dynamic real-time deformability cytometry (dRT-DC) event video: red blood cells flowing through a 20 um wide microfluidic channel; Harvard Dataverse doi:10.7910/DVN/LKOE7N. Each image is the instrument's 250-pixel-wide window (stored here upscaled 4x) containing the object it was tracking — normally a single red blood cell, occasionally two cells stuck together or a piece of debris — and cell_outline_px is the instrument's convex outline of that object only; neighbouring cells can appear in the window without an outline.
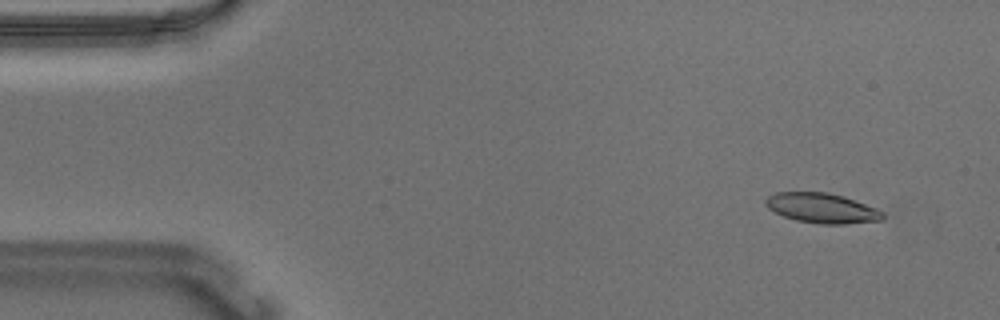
{"species": "Egyptian fruit bat (a non-hibernating species)", "species_latin": "Rousettus aegyptiacus", "temperature_condition": "warm", "stored_images_in_passage": 55, "camera_frame_rate_fps": 3000, "um_per_image_px": 0.085, "animal": {"sex": "male"}, "frame": {"image": 1, "passage_image": 5, "time_ms": 1.333, "image_size_px": [1000, 320], "cell_outline_px": [[884, 216], [880, 220], [844, 224], [820, 224], [796, 220], [784, 216], [768, 208], [764, 204], [764, 200], [768, 196], [776, 192], [828, 192], [844, 196], [876, 208], [884, 212]], "centroid_in_image_um": [69.85, 17.68], "position_along_channel_um": 15.2, "area_um2": 20.4}}
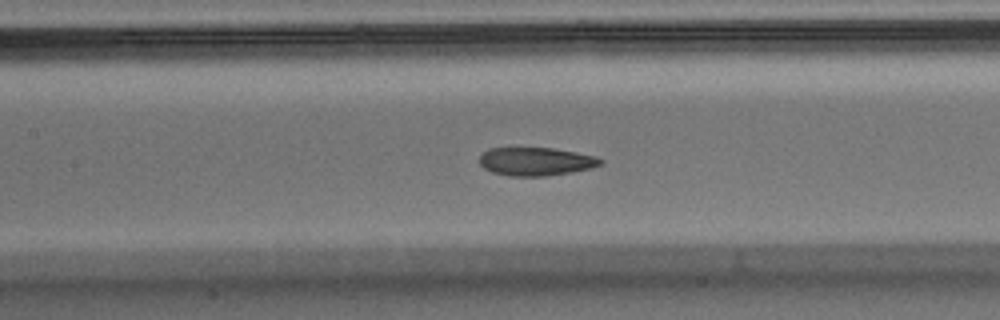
{"frame": {"image": 2, "passage_image": 25, "time_ms": 8.0, "image_size_px": [1000, 320], "cell_outline_px": [[604, 160], [600, 164], [592, 168], [572, 172], [544, 176], [508, 176], [492, 172], [484, 168], [480, 164], [480, 156], [488, 148], [552, 148], [576, 152], [596, 156]], "centroid_in_image_um": [45.55, 13.73], "position_along_channel_um": 161.8, "area_um2": 19.94}}
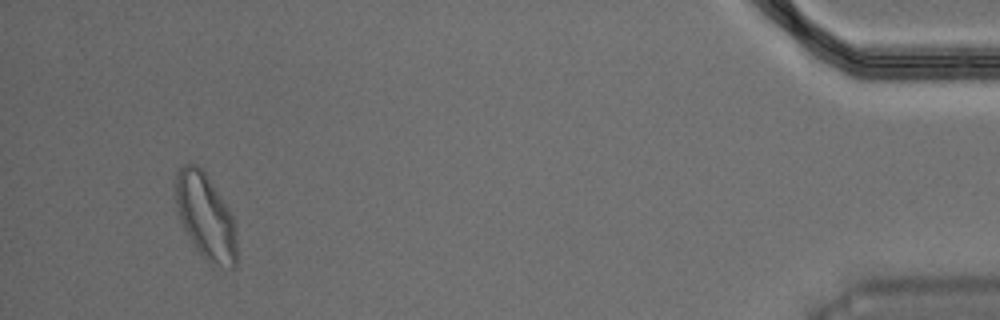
{"frame": {"image": 3, "passage_image": 52, "time_ms": 17.0, "image_size_px": [1000, 320], "cell_outline_px": [[236, 268], [212, 268], [204, 260], [192, 244], [180, 220], [176, 208], [176, 172], [184, 164], [196, 164], [204, 172], [228, 208], [236, 224]], "centroid_in_image_um": [17.49, 18.5], "position_along_channel_um": 417.7, "area_um2": 30.81}, "authors_computed_cell_mechanics": {"area_um2": 20.808, "velocity_mm_per_s": 3.6747, "shape_relaxation_time_tau1_ms": 7.5947, "shape_relaxation_time_tau2_ms": 2.1526, "deformation_change_tau1": 0.1923, "deformation_change_tau2": 0.0836}}